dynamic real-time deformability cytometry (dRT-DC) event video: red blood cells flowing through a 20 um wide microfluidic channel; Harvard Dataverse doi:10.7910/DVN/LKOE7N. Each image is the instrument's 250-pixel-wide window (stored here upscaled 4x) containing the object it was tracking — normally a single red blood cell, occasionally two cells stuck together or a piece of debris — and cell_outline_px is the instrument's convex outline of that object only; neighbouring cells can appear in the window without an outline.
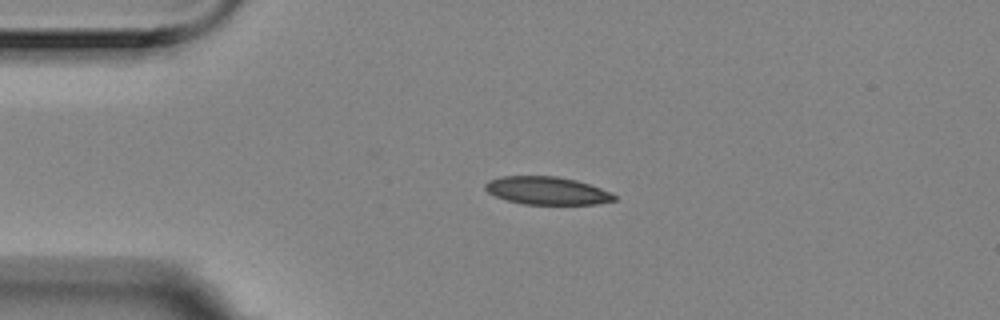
{"species": "Egyptian fruit bat (a non-hibernating species)", "species_latin": "Rousettus aegyptiacus", "temperature_condition": "room temperature", "stored_images_in_passage": 5, "camera_frame_rate_fps": 3000, "um_per_image_px": 0.085, "animal": {"sex": "female"}, "frame": {"image": 1, "passage_image": 3, "time_ms": 0.667, "image_size_px": [1000, 320], "cell_outline_px": [[616, 200], [596, 204], [524, 204], [508, 200], [496, 196], [488, 192], [484, 188], [484, 184], [488, 180], [500, 176], [556, 176], [576, 180], [612, 192], [616, 196]], "centroid_in_image_um": [46.48, 16.2], "position_along_channel_um": 38.5, "area_um2": 20.92}}
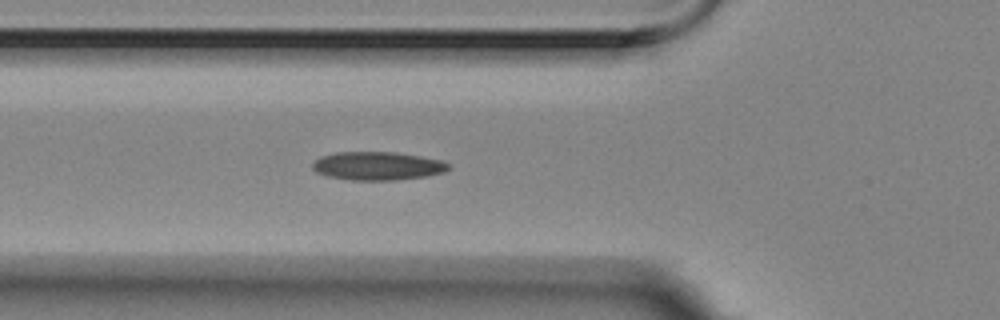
{"frame": {"image": 2, "passage_image": 5, "time_ms": 1.333, "image_size_px": [1000, 320], "cell_outline_px": [[448, 168], [444, 172], [424, 176], [392, 180], [352, 180], [328, 176], [316, 172], [312, 168], [312, 164], [320, 156], [336, 152], [396, 152], [420, 156], [440, 160], [448, 164]], "centroid_in_image_um": [32.04, 14.09], "position_along_channel_um": 93.8, "area_um2": 22.25}}